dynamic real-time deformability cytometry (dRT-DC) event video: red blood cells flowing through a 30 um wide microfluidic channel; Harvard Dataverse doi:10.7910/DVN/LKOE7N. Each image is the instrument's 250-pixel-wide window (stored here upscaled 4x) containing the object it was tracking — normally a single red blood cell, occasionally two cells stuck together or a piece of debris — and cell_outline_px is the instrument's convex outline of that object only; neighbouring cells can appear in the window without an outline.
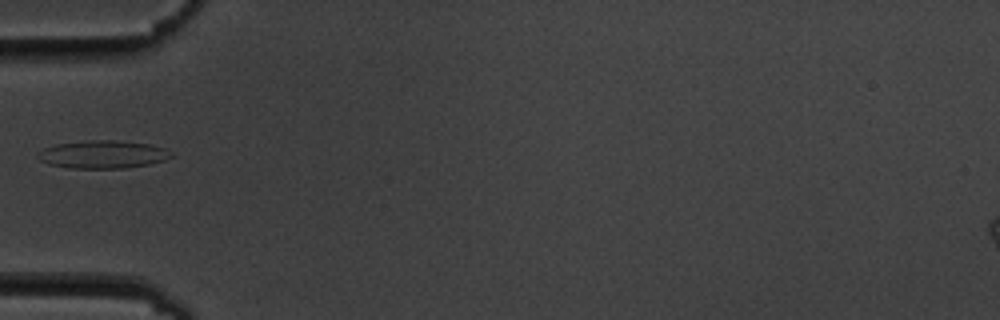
{"species": "common noctule bat (a hibernating species)", "species_latin": "Nyctalus noctula", "temperature_condition": "cold", "stored_images_in_passage": 15, "camera_frame_rate_fps": 3000, "um_per_image_px": 0.085, "animal": {"sex": "male", "body_mass_g": 19.5, "forearm_length_mm": 54.6}, "frame": {"image": 1, "passage_image": 5, "time_ms": 5.667, "image_size_px": [1000, 320], "cell_outline_px": [[172, 156], [164, 160], [148, 164], [124, 168], [68, 168], [48, 164], [40, 160], [36, 156], [36, 152], [44, 148], [56, 144], [92, 140], [112, 140], [148, 144], [164, 148], [172, 152]], "centroid_in_image_um": [8.69, 13.13], "position_along_channel_um": 76.3, "area_um2": 21.56}}
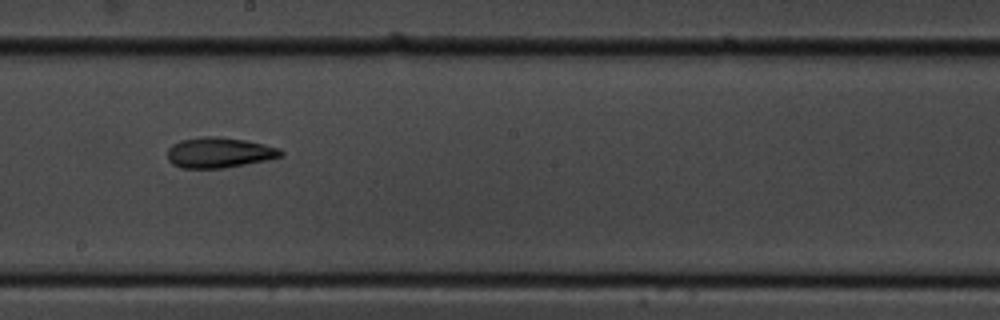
{"frame": {"image": 2, "passage_image": 9, "time_ms": 10.0, "image_size_px": [1000, 320], "cell_outline_px": [[284, 156], [268, 160], [224, 168], [180, 168], [172, 164], [168, 160], [168, 148], [172, 144], [180, 140], [200, 136], [216, 136], [244, 140], [264, 144], [280, 148], [284, 152]], "centroid_in_image_um": [18.63, 12.97], "position_along_channel_um": 229.6, "area_um2": 20.35}}
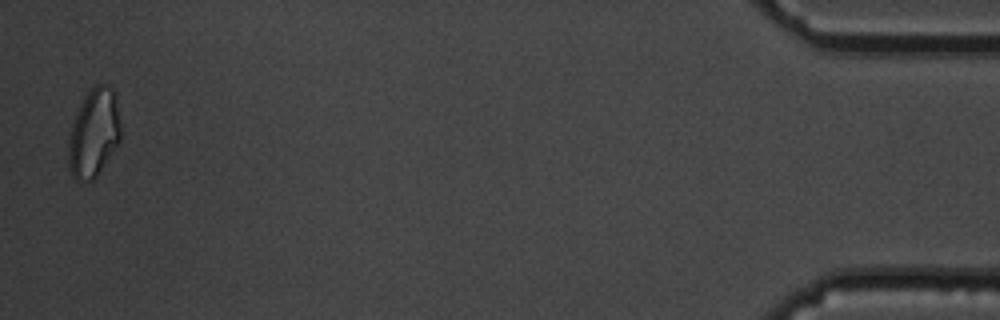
{"frame": {"image": 3, "passage_image": 15, "time_ms": 18.0, "image_size_px": [1000, 320], "cell_outline_px": [[120, 140], [96, 176], [92, 180], [76, 180], [72, 176], [68, 164], [68, 144], [72, 128], [76, 116], [84, 96], [96, 84], [104, 84], [112, 88], [116, 92], [120, 120]], "centroid_in_image_um": [7.99, 11.28], "position_along_channel_um": 427.2, "area_um2": 26.53}, "authors_computed_cell_mechanics": {"area_um2": 20.9814, "velocity_mm_per_s": 3.54, "shape_relaxation_time_tau1_ms": 8.6972, "shape_relaxation_time_tau2_ms": 4.3561, "deformation_change_tau1": 0.1572, "deformation_change_tau2": 0.123}}